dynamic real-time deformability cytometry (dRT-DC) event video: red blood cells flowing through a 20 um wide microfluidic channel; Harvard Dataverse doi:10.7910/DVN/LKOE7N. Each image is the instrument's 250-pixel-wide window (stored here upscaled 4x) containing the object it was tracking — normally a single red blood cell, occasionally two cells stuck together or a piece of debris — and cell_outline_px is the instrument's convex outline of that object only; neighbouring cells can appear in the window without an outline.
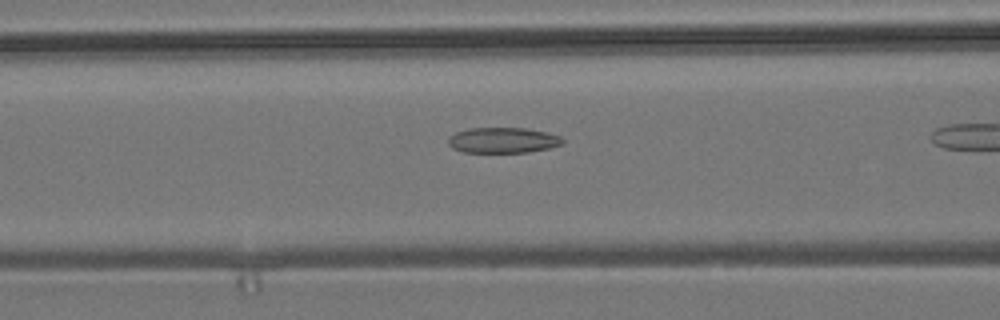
{"species": "common noctule bat (a hibernating species)", "species_latin": "Nyctalus noctula", "temperature_condition": "room temperature", "stored_images_in_passage": 17, "camera_frame_rate_fps": 3000, "um_per_image_px": 0.085, "animal": {"sex": "male", "body_mass_g": 19.2, "forearm_length_mm": 51.8}, "frame": {"image": 1, "passage_image": 15, "time_ms": 4.667, "image_size_px": [1000, 320], "cell_outline_px": [[564, 144], [548, 148], [528, 152], [464, 152], [452, 148], [448, 144], [448, 136], [456, 132], [468, 128], [524, 128], [548, 132], [560, 136], [564, 140]], "centroid_in_image_um": [42.74, 11.91], "position_along_channel_um": 123.9, "area_um2": 17.11}}